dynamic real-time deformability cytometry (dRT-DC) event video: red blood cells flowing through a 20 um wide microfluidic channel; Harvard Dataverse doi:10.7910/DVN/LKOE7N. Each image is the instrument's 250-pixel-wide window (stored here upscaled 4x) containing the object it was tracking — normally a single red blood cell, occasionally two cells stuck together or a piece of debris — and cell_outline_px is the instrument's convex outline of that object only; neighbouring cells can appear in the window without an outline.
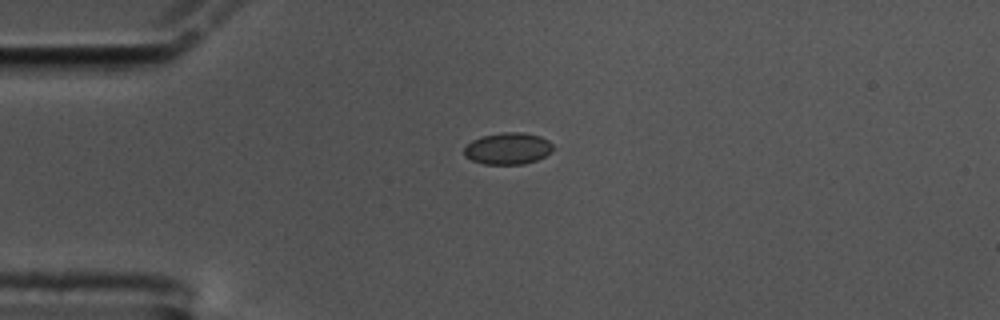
{"species": "common noctule bat (a hibernating species)", "species_latin": "Nyctalus noctula", "temperature_condition": "cold", "stored_images_in_passage": 37, "camera_frame_rate_fps": 3000, "um_per_image_px": 0.085, "animal": {"sex": "male", "body_mass_g": 17.5, "forearm_length_mm": 52.3}, "frame": {"image": 1, "passage_image": 1, "time_ms": 0.0, "image_size_px": [1000, 320], "cell_outline_px": [[556, 148], [552, 152], [536, 160], [524, 164], [484, 164], [472, 160], [464, 156], [464, 148], [472, 140], [480, 136], [500, 132], [524, 132], [540, 136], [548, 140]], "centroid_in_image_um": [43.18, 12.61], "position_along_channel_um": 41.8, "area_um2": 16.65}}
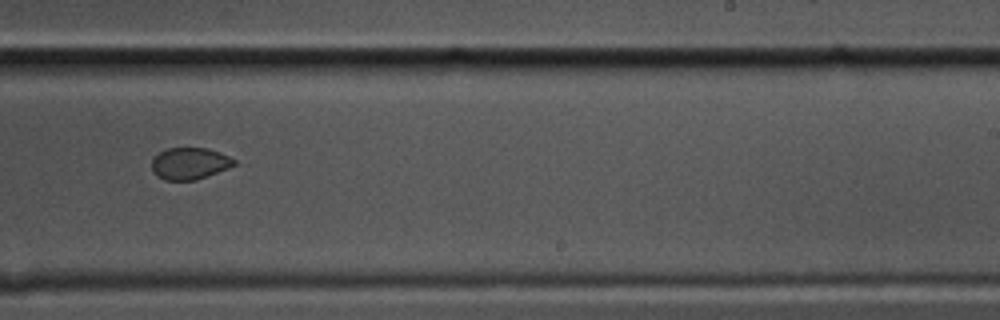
{"frame": {"image": 2, "passage_image": 23, "time_ms": 7.333, "image_size_px": [1000, 320], "cell_outline_px": [[236, 164], [228, 168], [196, 180], [164, 180], [156, 176], [152, 172], [152, 160], [160, 152], [168, 148], [208, 148], [220, 152], [236, 160]], "centroid_in_image_um": [16.12, 13.9], "position_along_channel_um": 272.9, "area_um2": 15.26}}
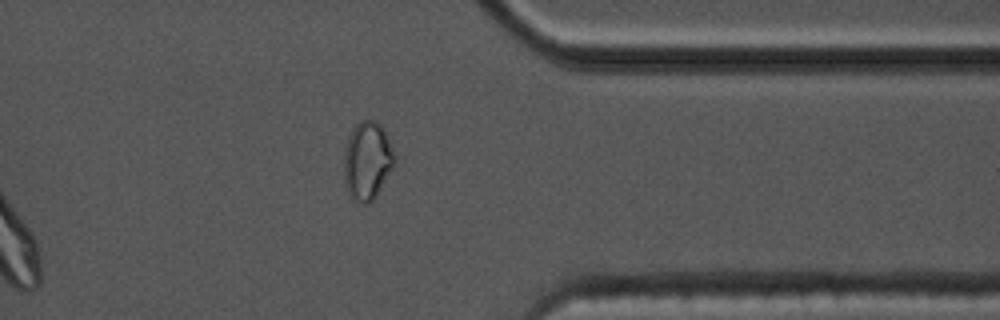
{"frame": {"image": 3, "passage_image": 33, "time_ms": 10.667, "image_size_px": [1000, 320], "cell_outline_px": [[396, 156], [392, 168], [376, 196], [368, 204], [356, 204], [344, 184], [344, 148], [348, 136], [356, 124], [360, 120], [376, 120], [384, 128]], "centroid_in_image_um": [31.21, 13.65], "position_along_channel_um": 380.2, "area_um2": 23.29}, "authors_computed_cell_mechanics": {"area_um2": 16.1262, "velocity_mm_per_s": 3.4591, "shape_relaxation_time_tau1_ms": null, "shape_relaxation_time_tau2_ms": 2.2623, "deformation_change_tau1": null, "deformation_change_tau2": 0.0339}}